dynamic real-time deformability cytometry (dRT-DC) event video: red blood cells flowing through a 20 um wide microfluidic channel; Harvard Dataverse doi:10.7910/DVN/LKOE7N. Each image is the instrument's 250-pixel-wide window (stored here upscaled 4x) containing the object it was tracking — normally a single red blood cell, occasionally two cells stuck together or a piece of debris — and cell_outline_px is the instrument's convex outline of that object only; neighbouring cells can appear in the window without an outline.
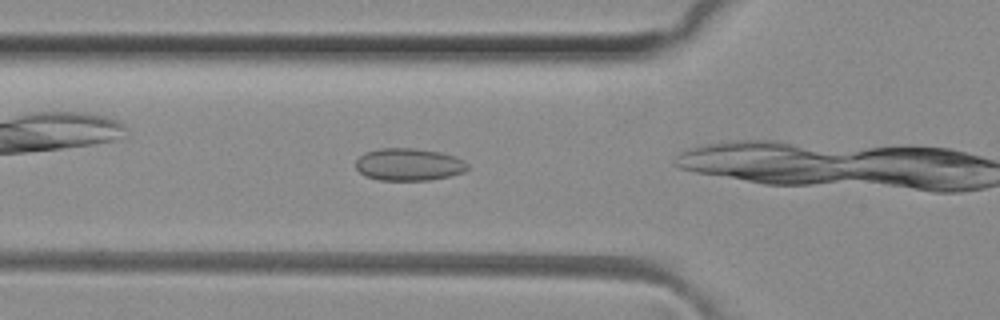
{"species": "common noctule bat (a hibernating species)", "species_latin": "Nyctalus noctula", "temperature_condition": "room temperature", "stored_images_in_passage": 5, "camera_frame_rate_fps": 3000, "um_per_image_px": 0.085, "animal": {"sex": "female", "body_mass_g": 29.2, "forearm_length_mm": 56.3}, "frame": {"image": 1, "passage_image": 2, "time_ms": 0.333, "image_size_px": [1000, 320], "cell_outline_px": [[468, 168], [464, 172], [452, 176], [428, 180], [376, 180], [364, 176], [356, 168], [356, 160], [364, 152], [380, 148], [412, 148], [440, 152], [456, 156], [464, 160], [468, 164]], "centroid_in_image_um": [34.75, 13.98], "position_along_channel_um": 91.0, "area_um2": 21.33}}